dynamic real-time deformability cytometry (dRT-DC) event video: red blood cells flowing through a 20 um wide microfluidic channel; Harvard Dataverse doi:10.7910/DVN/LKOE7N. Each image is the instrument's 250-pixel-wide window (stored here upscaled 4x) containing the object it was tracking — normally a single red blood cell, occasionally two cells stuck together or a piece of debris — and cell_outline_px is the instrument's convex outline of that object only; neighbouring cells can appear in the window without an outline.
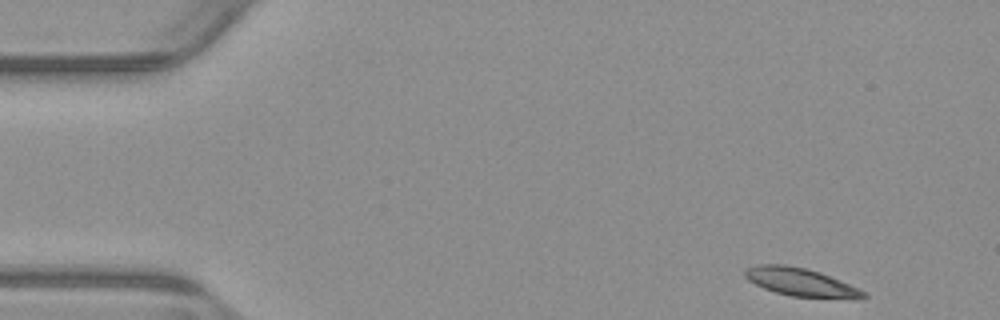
{"species": "common noctule bat (a hibernating species)", "species_latin": "Nyctalus noctula", "temperature_condition": "warm", "stored_images_in_passage": 50, "camera_frame_rate_fps": 3000, "um_per_image_px": 0.085, "animal": {"sex": "male", "body_mass_g": 23.1, "forearm_length_mm": 52.7}, "frame": {"image": 1, "passage_image": 1, "time_ms": 0.0, "image_size_px": [1000, 320], "cell_outline_px": [[868, 296], [792, 296], [776, 292], [764, 288], [748, 280], [744, 276], [744, 268], [756, 264], [784, 264], [804, 268], [820, 272], [860, 288]], "centroid_in_image_um": [67.91, 23.92], "position_along_channel_um": 17.1, "area_um2": 18.61}}
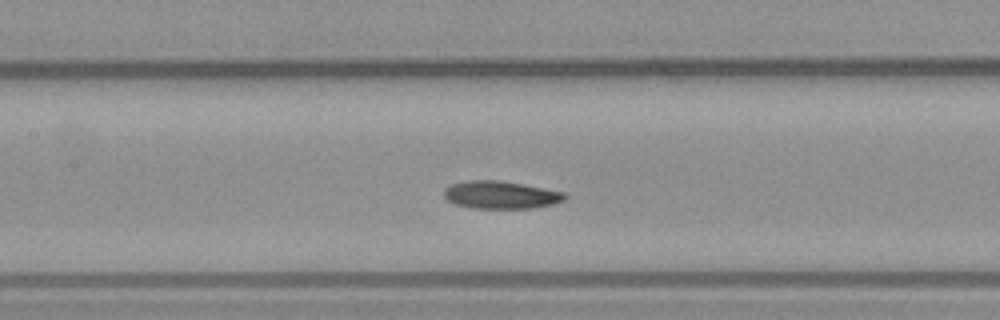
{"frame": {"image": 2, "passage_image": 21, "time_ms": 6.667, "image_size_px": [1000, 320], "cell_outline_px": [[568, 196], [564, 200], [556, 204], [532, 208], [472, 208], [456, 204], [448, 200], [444, 196], [444, 188], [448, 184], [468, 180], [500, 180], [544, 188], [564, 192]], "centroid_in_image_um": [42.56, 16.56], "position_along_channel_um": 164.8, "area_um2": 19.65}}
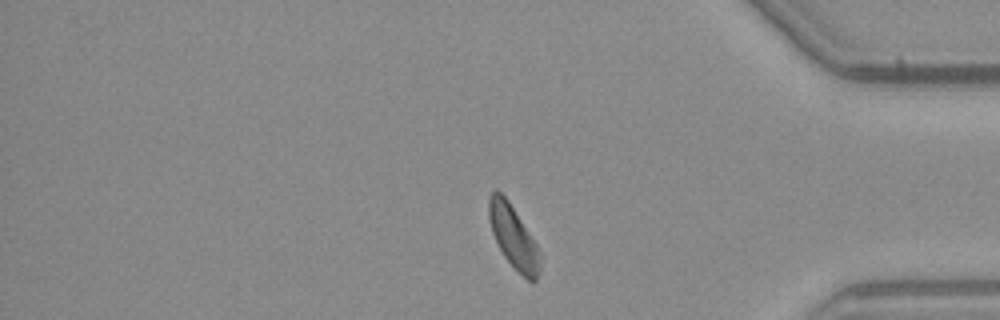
{"frame": {"image": 3, "passage_image": 41, "time_ms": 13.333, "image_size_px": [1000, 320], "cell_outline_px": [[540, 272], [536, 280], [528, 280], [504, 256], [492, 232], [488, 216], [488, 196], [496, 188], [508, 200], [536, 244], [540, 252]], "centroid_in_image_um": [43.62, 20.1], "position_along_channel_um": 391.6, "area_um2": 18.26}, "authors_computed_cell_mechanics": {"area_um2": 19.4208, "velocity_mm_per_s": 3.8009, "shape_relaxation_time_tau1_ms": 7.1194, "shape_relaxation_time_tau2_ms": 3.3995, "deformation_change_tau1": 0.1505, "deformation_change_tau2": 0.0964}}